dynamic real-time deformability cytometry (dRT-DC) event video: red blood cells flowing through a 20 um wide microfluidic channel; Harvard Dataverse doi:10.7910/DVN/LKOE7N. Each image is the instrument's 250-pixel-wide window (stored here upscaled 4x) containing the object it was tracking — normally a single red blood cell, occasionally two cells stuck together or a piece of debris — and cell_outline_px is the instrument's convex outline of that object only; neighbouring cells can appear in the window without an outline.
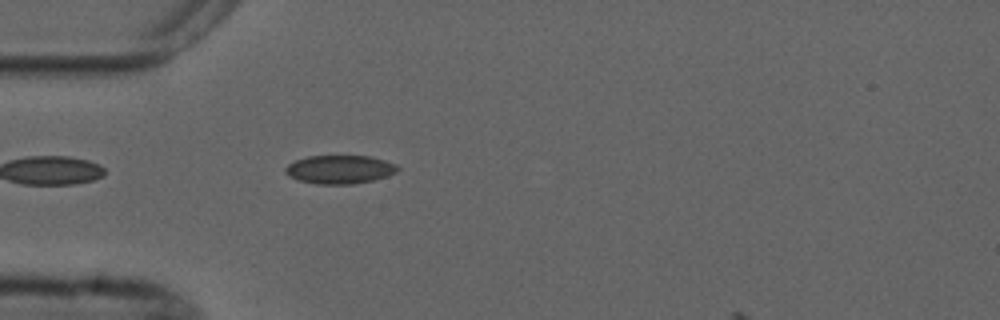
{"species": "common noctule bat (a hibernating species)", "species_latin": "Nyctalus noctula", "temperature_condition": "cold", "stored_images_in_passage": 4, "camera_frame_rate_fps": 3000, "um_per_image_px": 0.085, "animal": {"sex": "male", "forearm_length_mm": 52.5}, "frame": {"image": 1, "passage_image": 4, "time_ms": 4.333, "image_size_px": [1000, 320], "cell_outline_px": [[400, 168], [396, 172], [388, 176], [372, 180], [352, 184], [316, 184], [300, 180], [288, 176], [284, 172], [284, 168], [288, 164], [296, 160], [308, 156], [368, 156], [384, 160], [396, 164]], "centroid_in_image_um": [28.87, 14.4], "position_along_channel_um": 56.1, "area_um2": 18.61}}